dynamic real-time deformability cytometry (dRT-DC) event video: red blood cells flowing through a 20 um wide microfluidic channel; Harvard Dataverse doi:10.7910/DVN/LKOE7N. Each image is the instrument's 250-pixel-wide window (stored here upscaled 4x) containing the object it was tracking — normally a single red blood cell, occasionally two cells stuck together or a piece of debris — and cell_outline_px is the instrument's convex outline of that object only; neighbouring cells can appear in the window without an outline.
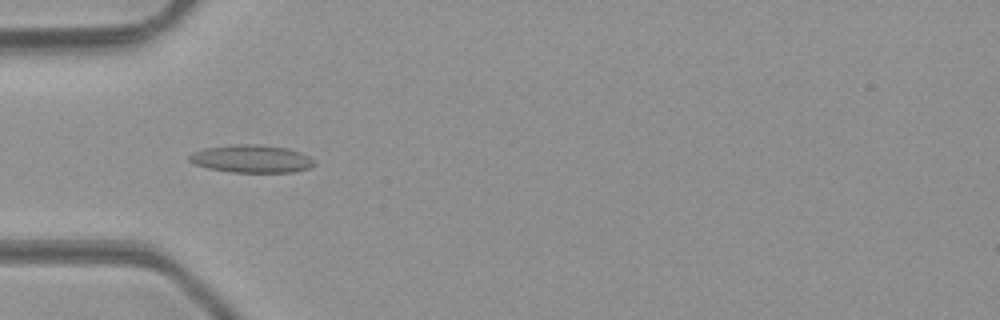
{"species": "common noctule bat (a hibernating species)", "species_latin": "Nyctalus noctula", "temperature_condition": "room temperature", "stored_images_in_passage": 45, "camera_frame_rate_fps": 3000, "um_per_image_px": 0.085, "animal": {"sex": "male", "body_mass_g": 23.1, "forearm_length_mm": 52.7}, "frame": {"image": 1, "passage_image": 12, "time_ms": 3.667, "image_size_px": [1000, 320], "cell_outline_px": [[316, 164], [308, 168], [296, 172], [232, 172], [208, 168], [192, 164], [188, 160], [188, 156], [192, 152], [204, 148], [232, 144], [260, 144], [288, 148], [300, 152], [316, 160]], "centroid_in_image_um": [21.37, 13.49], "position_along_channel_um": 63.6, "area_um2": 20.52}}
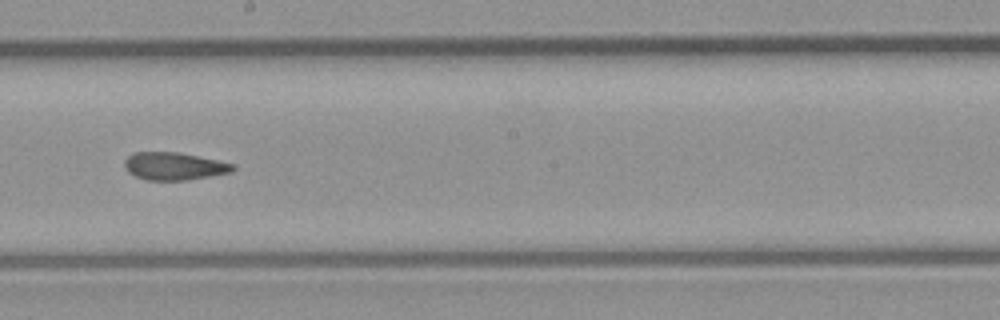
{"frame": {"image": 2, "passage_image": 24, "time_ms": 7.667, "image_size_px": [1000, 320], "cell_outline_px": [[236, 168], [232, 172], [184, 180], [148, 180], [136, 176], [128, 172], [124, 168], [124, 160], [128, 156], [136, 152], [180, 152], [236, 164]], "centroid_in_image_um": [14.8, 14.11], "position_along_channel_um": 233.4, "area_um2": 17.46}}
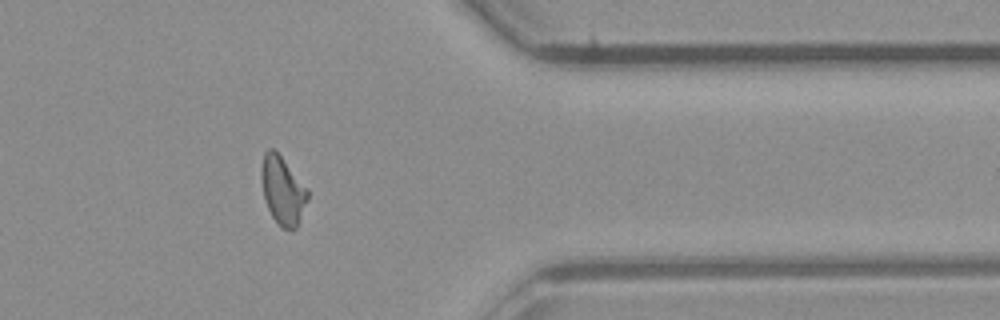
{"frame": {"image": 3, "passage_image": 36, "time_ms": 11.667, "image_size_px": [1000, 320], "cell_outline_px": [[308, 200], [300, 220], [296, 228], [292, 232], [280, 228], [272, 216], [268, 208], [264, 196], [260, 176], [260, 168], [264, 152], [268, 148], [272, 148], [280, 156], [308, 188]], "centroid_in_image_um": [24.03, 16.23], "position_along_channel_um": 387.4, "area_um2": 18.55}, "authors_computed_cell_mechanics": {"area_um2": 18.3804, "velocity_mm_per_s": 4.2652, "shape_relaxation_time_tau1_ms": null, "shape_relaxation_time_tau2_ms": 2.6629, "deformation_change_tau1": null, "deformation_change_tau2": 0.103}}